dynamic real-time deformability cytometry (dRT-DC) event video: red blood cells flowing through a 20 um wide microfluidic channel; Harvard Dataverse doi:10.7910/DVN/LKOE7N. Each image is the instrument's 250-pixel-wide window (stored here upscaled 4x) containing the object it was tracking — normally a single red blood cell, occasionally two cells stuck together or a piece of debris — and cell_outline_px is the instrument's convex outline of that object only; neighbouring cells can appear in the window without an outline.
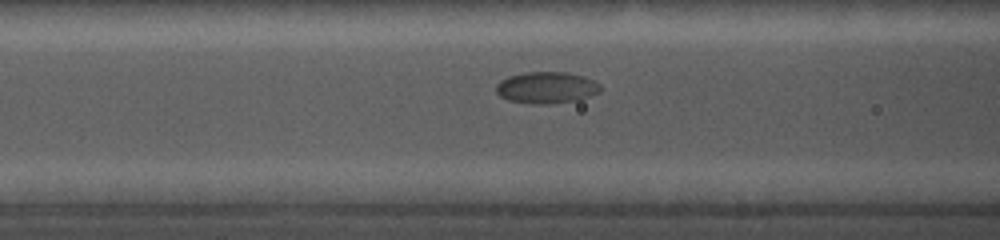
{"species": "common noctule bat (a hibernating species)", "species_latin": "Nyctalus noctula", "temperature_condition": "cold", "stored_images_in_passage": 41, "camera_frame_rate_fps": 5000, "um_per_image_px": 0.085, "animal": {"sex": "female", "body_mass_g": 19.0, "forearm_length_mm": 56.7}, "frame": {"image": 1, "passage_image": 10, "time_ms": 3.6, "image_size_px": [1000, 240], "cell_outline_px": [[600, 92], [580, 100], [552, 104], [532, 104], [508, 100], [500, 96], [496, 92], [496, 84], [500, 80], [508, 76], [528, 72], [568, 72], [592, 80], [600, 84]], "centroid_in_image_um": [46.44, 7.46], "position_along_channel_um": 120.2, "area_um2": 19.31}}
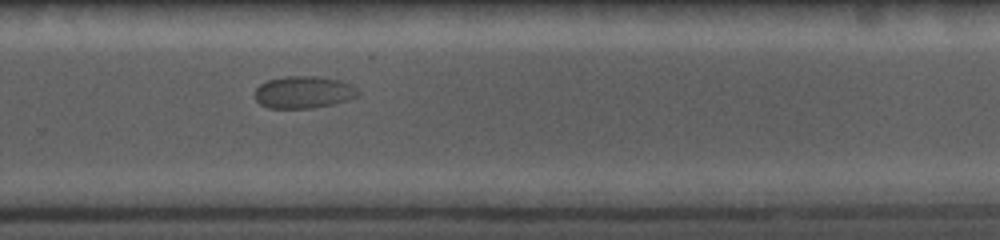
{"frame": {"image": 2, "passage_image": 26, "time_ms": 8.8, "image_size_px": [1000, 240], "cell_outline_px": [[360, 92], [356, 96], [348, 100], [332, 104], [312, 108], [268, 108], [260, 104], [252, 96], [256, 88], [260, 84], [268, 80], [284, 76], [316, 76], [340, 80], [352, 84]], "centroid_in_image_um": [25.77, 7.83], "position_along_channel_um": 304.0, "area_um2": 19.54}}
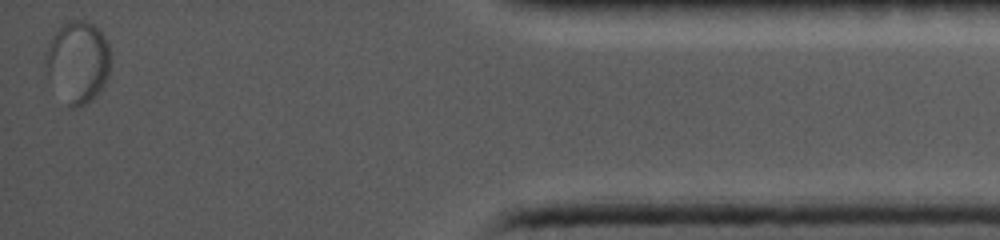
{"frame": {"image": 3, "passage_image": 41, "time_ms": 13.6, "image_size_px": [1000, 240], "cell_outline_px": [[108, 76], [100, 92], [84, 104], [72, 108], [68, 108], [48, 80], [48, 40], [60, 24], [68, 20], [84, 20], [92, 24], [104, 36], [108, 44]], "centroid_in_image_um": [6.59, 5.26], "position_along_channel_um": 428.6, "area_um2": 30.69}}